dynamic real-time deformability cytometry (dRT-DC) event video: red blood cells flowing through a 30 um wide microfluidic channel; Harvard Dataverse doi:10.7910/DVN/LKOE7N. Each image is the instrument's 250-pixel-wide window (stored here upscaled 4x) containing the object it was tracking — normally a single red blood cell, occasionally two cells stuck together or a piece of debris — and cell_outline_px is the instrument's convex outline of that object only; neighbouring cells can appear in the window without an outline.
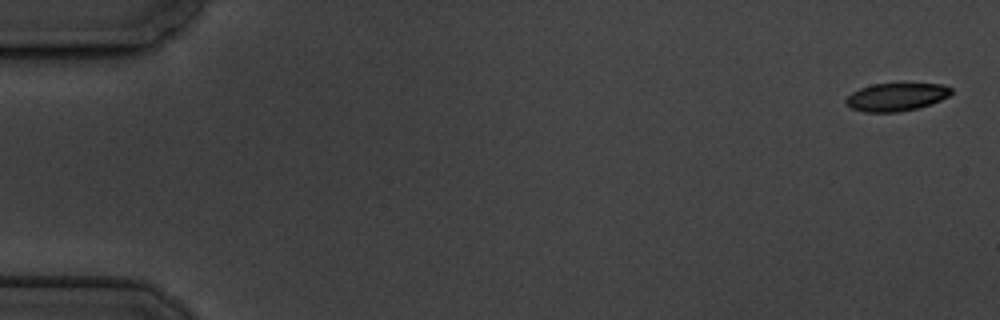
{"species": "common noctule bat (a hibernating species)", "species_latin": "Nyctalus noctula", "temperature_condition": "cold", "stored_images_in_passage": 5, "camera_frame_rate_fps": 3000, "um_per_image_px": 0.085, "animal": {"sex": "male", "body_mass_g": 19.5, "forearm_length_mm": 54.6}, "frame": {"image": 1, "passage_image": 1, "time_ms": 0.0, "image_size_px": [1000, 320], "cell_outline_px": [[952, 92], [948, 96], [940, 100], [916, 108], [896, 112], [864, 112], [852, 108], [844, 104], [844, 100], [852, 92], [860, 88], [872, 84], [944, 84], [952, 88]], "centroid_in_image_um": [76.14, 8.24], "position_along_channel_um": 8.9, "area_um2": 16.99}}